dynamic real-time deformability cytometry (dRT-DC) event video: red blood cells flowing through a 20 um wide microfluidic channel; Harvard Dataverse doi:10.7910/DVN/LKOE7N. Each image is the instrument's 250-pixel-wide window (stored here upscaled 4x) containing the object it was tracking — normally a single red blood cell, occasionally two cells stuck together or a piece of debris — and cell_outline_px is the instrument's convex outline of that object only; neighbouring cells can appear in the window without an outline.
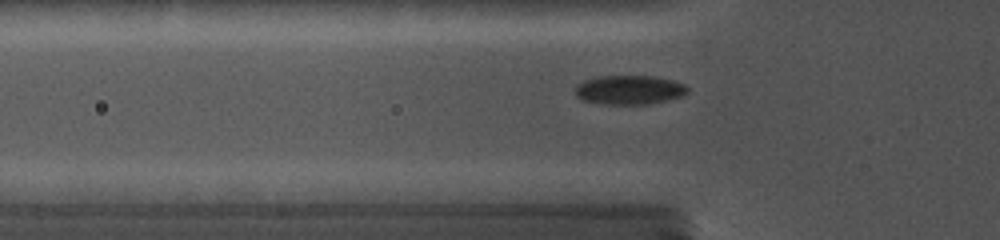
{"species": "common noctule bat (a hibernating species)", "species_latin": "Nyctalus noctula", "temperature_condition": "cold", "stored_images_in_passage": 36, "camera_frame_rate_fps": 5000, "um_per_image_px": 0.085, "animal": {"sex": "female", "body_mass_g": 19.0, "forearm_length_mm": 56.7}, "frame": {"image": 1, "passage_image": 11, "time_ms": 4.6, "image_size_px": [1000, 240], "cell_outline_px": [[688, 92], [680, 96], [648, 104], [608, 104], [584, 100], [576, 92], [576, 88], [584, 80], [596, 76], [652, 76], [672, 80], [684, 84], [688, 88]], "centroid_in_image_um": [53.52, 7.62], "position_along_channel_um": 72.3, "area_um2": 18.61}}
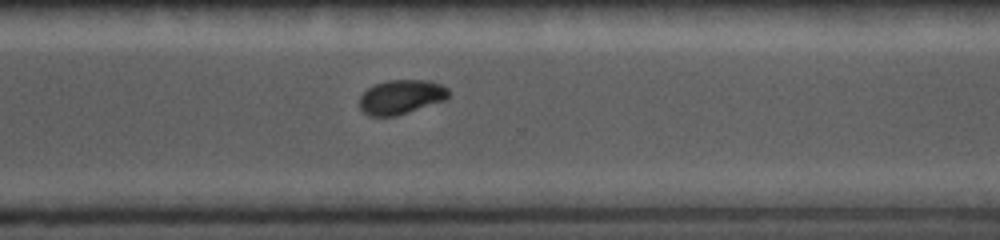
{"frame": {"image": 2, "passage_image": 27, "time_ms": 11.4, "image_size_px": [1000, 240], "cell_outline_px": [[448, 96], [444, 100], [396, 116], [368, 116], [360, 108], [360, 96], [368, 88], [376, 84], [388, 80], [428, 80], [440, 84], [448, 88]], "centroid_in_image_um": [34.07, 8.24], "position_along_channel_um": 336.5, "area_um2": 17.63}}
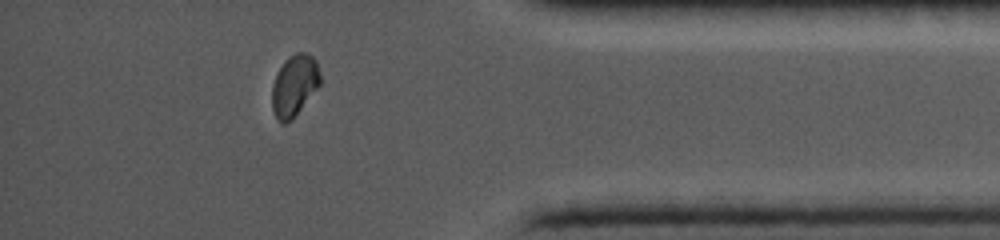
{"frame": {"image": 3, "passage_image": 32, "time_ms": 13.6, "image_size_px": [1000, 240], "cell_outline_px": [[320, 84], [292, 120], [284, 124], [276, 116], [272, 108], [272, 84], [284, 60], [288, 56], [296, 52], [304, 52], [312, 56], [316, 60], [320, 76]], "centroid_in_image_um": [25.02, 7.24], "position_along_channel_um": 410.2, "area_um2": 17.05}}